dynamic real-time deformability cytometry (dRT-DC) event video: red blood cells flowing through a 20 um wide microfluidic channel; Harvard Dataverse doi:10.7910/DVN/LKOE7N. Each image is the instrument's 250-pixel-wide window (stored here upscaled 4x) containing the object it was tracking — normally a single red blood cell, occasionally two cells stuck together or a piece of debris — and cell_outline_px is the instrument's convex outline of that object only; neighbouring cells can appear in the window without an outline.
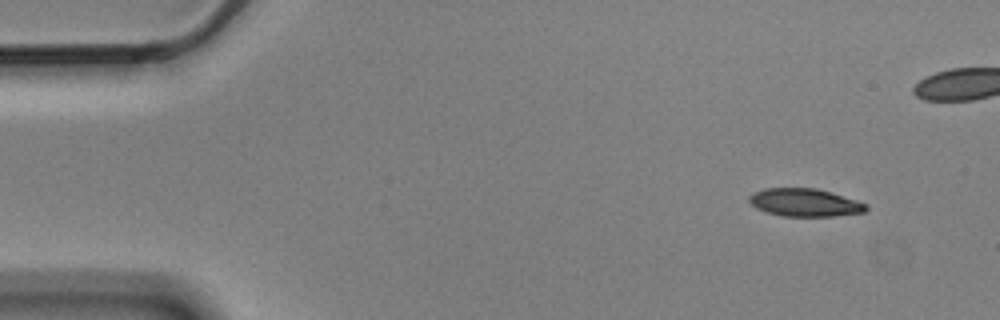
{"species": "Egyptian fruit bat (a non-hibernating species)", "species_latin": "Rousettus aegyptiacus", "temperature_condition": "cold", "stored_images_in_passage": 5, "camera_frame_rate_fps": 3000, "um_per_image_px": 0.085, "animal": {"sex": "male"}, "frame": {"image": 1, "passage_image": 1, "time_ms": 0.0, "image_size_px": [1000, 320], "cell_outline_px": [[868, 208], [864, 212], [832, 216], [784, 216], [768, 212], [756, 208], [748, 200], [748, 196], [752, 192], [764, 188], [816, 188], [856, 200], [868, 204]], "centroid_in_image_um": [68.38, 17.21], "position_along_channel_um": 16.6, "area_um2": 18.9}}
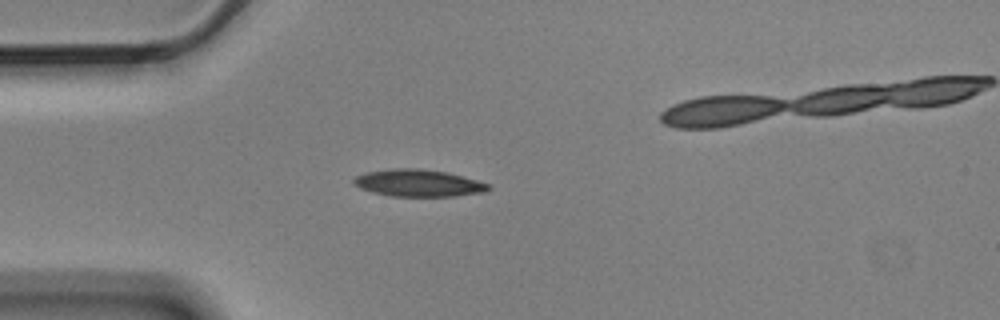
{"frame": {"image": 2, "passage_image": 3, "time_ms": 0.667, "image_size_px": [1000, 320], "cell_outline_px": [[492, 188], [484, 192], [452, 196], [392, 196], [372, 192], [360, 188], [352, 184], [352, 180], [356, 176], [368, 172], [392, 168], [420, 168], [448, 172], [476, 180], [488, 184]], "centroid_in_image_um": [35.54, 15.55], "position_along_channel_um": 49.5, "area_um2": 21.21}}